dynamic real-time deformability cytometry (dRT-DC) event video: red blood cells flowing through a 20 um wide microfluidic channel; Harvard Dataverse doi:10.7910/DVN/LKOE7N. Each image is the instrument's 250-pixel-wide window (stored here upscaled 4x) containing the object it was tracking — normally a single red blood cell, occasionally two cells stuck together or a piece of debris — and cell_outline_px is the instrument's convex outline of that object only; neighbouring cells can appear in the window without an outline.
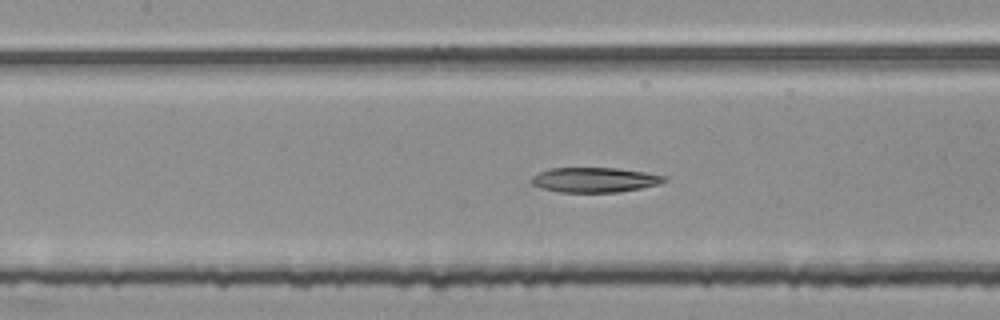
{"species": "common noctule bat (a hibernating species)", "species_latin": "Nyctalus noctula", "temperature_condition": "room temperature", "stored_images_in_passage": 50, "segment_of_instrument_passage": [2, 2], "camera_frame_rate_fps": 3000, "um_per_image_px": 0.085, "animal": {"sex": "female", "body_mass_g": 25.1}, "frame": {"image": 1, "passage_image": 24, "time_ms": 7.667, "image_size_px": [1000, 320], "cell_outline_px": [[668, 176], [660, 184], [640, 188], [616, 192], [560, 192], [544, 188], [532, 184], [528, 180], [532, 176], [540, 172], [552, 168], [616, 168], [644, 172]], "centroid_in_image_um": [50.53, 15.28], "position_along_channel_um": 156.9, "area_um2": 19.07}}
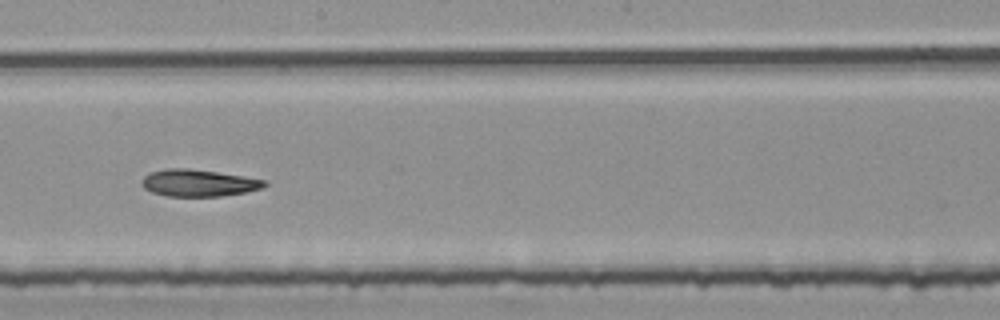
{"frame": {"image": 2, "passage_image": 30, "time_ms": 9.667, "image_size_px": [1000, 320], "cell_outline_px": [[268, 184], [264, 188], [244, 192], [220, 196], [168, 196], [152, 192], [144, 188], [144, 176], [152, 172], [164, 168], [188, 168], [216, 172], [268, 180]], "centroid_in_image_um": [16.92, 15.55], "position_along_channel_um": 231.3, "area_um2": 19.07}}
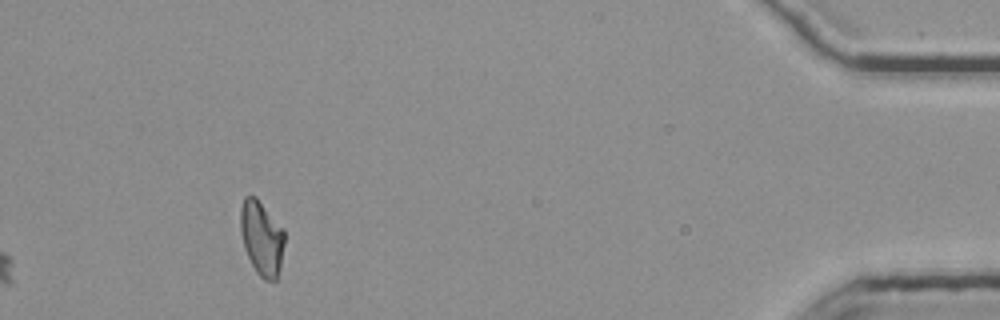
{"frame": {"image": 3, "passage_image": 50, "time_ms": 16.333, "image_size_px": [1000, 320], "cell_outline_px": [[284, 244], [280, 268], [276, 280], [264, 280], [256, 272], [244, 248], [240, 232], [240, 208], [244, 196], [256, 196], [284, 228]], "centroid_in_image_um": [22.24, 20.2], "position_along_channel_um": 413.0, "area_um2": 19.31}}